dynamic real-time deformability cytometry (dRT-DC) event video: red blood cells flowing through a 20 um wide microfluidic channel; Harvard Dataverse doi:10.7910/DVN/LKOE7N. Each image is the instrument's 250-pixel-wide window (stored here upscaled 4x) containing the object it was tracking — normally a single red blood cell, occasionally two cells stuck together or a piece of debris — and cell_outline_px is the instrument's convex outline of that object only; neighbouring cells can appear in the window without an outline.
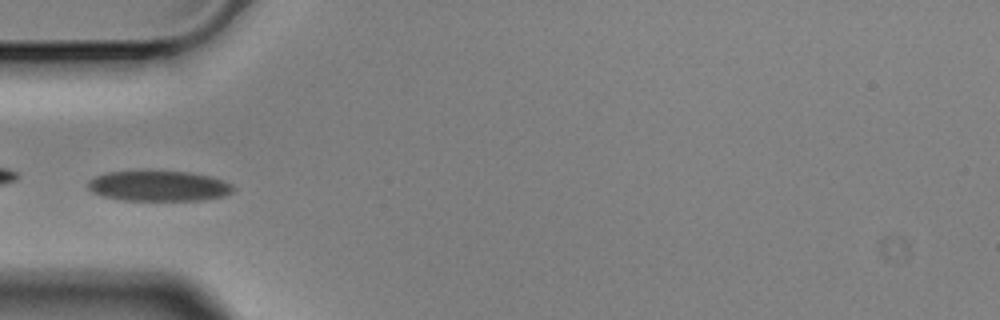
{"species": "Egyptian fruit bat (a non-hibernating species)", "species_latin": "Rousettus aegyptiacus", "temperature_condition": "cold", "stored_images_in_passage": 7, "camera_frame_rate_fps": 3000, "um_per_image_px": 0.085, "animal": {"sex": "male"}, "frame": {"image": 1, "passage_image": 5, "time_ms": 1.333, "image_size_px": [1000, 320], "cell_outline_px": [[236, 188], [232, 192], [224, 196], [204, 200], [120, 200], [104, 196], [92, 192], [88, 188], [88, 180], [96, 176], [108, 172], [148, 168], [192, 172], [212, 176], [224, 180], [232, 184]], "centroid_in_image_um": [13.51, 15.76], "position_along_channel_um": 71.5, "area_um2": 26.88}}
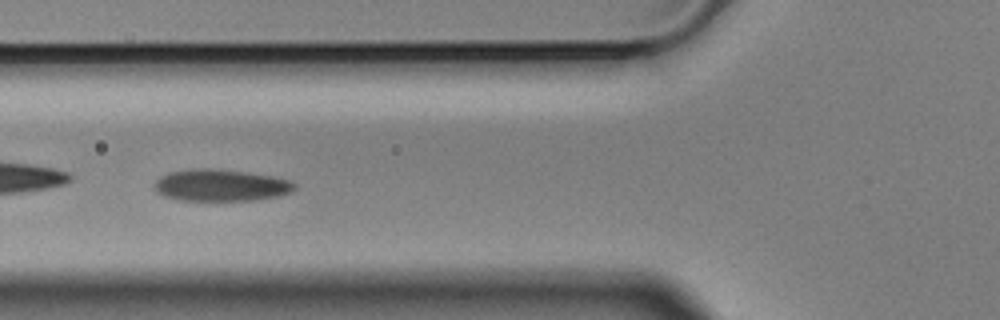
{"frame": {"image": 2, "passage_image": 6, "time_ms": 1.667, "image_size_px": [1000, 320], "cell_outline_px": [[296, 188], [292, 192], [276, 196], [252, 200], [180, 200], [164, 196], [156, 192], [152, 184], [160, 176], [168, 172], [200, 168], [208, 168], [248, 172], [272, 176], [288, 180], [296, 184]], "centroid_in_image_um": [18.73, 15.74], "position_along_channel_um": 107.1, "area_um2": 25.95}}
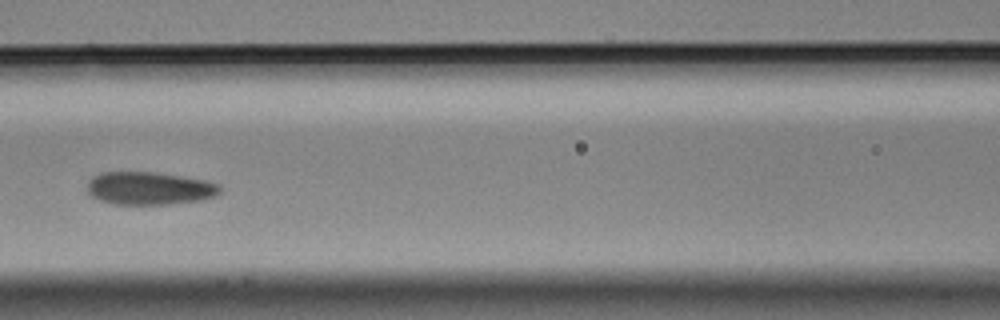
{"frame": {"image": 3, "passage_image": 7, "time_ms": 2.0, "image_size_px": [1000, 320], "cell_outline_px": [[220, 192], [216, 196], [204, 200], [168, 204], [116, 204], [100, 200], [92, 196], [88, 192], [88, 180], [92, 176], [100, 172], [156, 172], [204, 180], [220, 184]], "centroid_in_image_um": [12.71, 16.0], "position_along_channel_um": 153.9, "area_um2": 25.49}}